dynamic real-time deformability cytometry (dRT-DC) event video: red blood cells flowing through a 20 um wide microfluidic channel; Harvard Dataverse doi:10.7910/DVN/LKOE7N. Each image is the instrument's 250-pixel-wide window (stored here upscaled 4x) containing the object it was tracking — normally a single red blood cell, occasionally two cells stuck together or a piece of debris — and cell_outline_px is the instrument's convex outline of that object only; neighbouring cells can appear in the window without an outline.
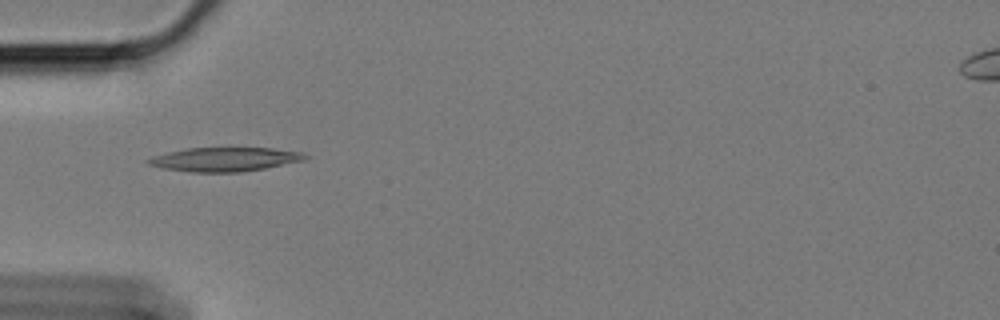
{"species": "Egyptian fruit bat (a non-hibernating species)", "species_latin": "Rousettus aegyptiacus", "temperature_condition": "cold", "stored_images_in_passage": 53, "camera_frame_rate_fps": 3000, "um_per_image_px": 0.085, "animal": {"sex": "female"}, "frame": {"image": 1, "passage_image": 13, "time_ms": 4.0, "image_size_px": [1000, 320], "cell_outline_px": [[308, 156], [304, 160], [264, 168], [240, 172], [188, 172], [164, 168], [148, 164], [144, 160], [152, 156], [168, 152], [188, 148], [272, 148], [304, 152]], "centroid_in_image_um": [19.08, 13.54], "position_along_channel_um": 65.9, "area_um2": 21.85}}
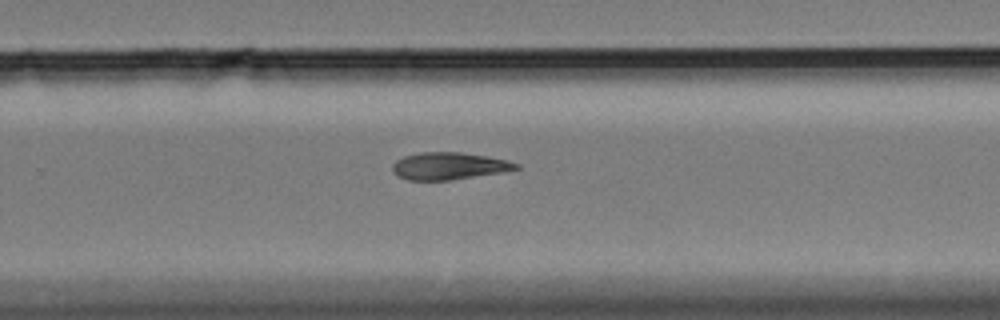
{"frame": {"image": 2, "passage_image": 33, "time_ms": 10.667, "image_size_px": [1000, 320], "cell_outline_px": [[520, 168], [500, 172], [452, 180], [408, 180], [396, 176], [392, 172], [392, 164], [396, 160], [404, 156], [420, 152], [460, 152], [488, 156], [508, 160], [520, 164]], "centroid_in_image_um": [38.13, 14.11], "position_along_channel_um": 291.7, "area_um2": 19.71}}
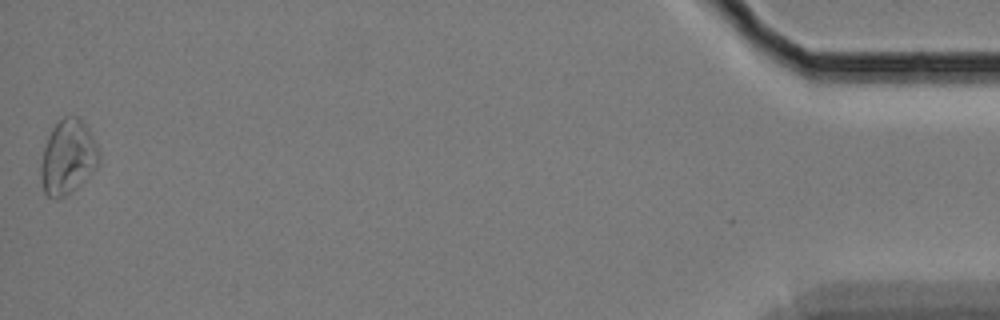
{"frame": {"image": 3, "passage_image": 53, "time_ms": 17.333, "image_size_px": [1000, 320], "cell_outline_px": [[100, 160], [96, 168], [68, 196], [56, 200], [52, 200], [44, 192], [40, 176], [40, 164], [44, 148], [48, 136], [56, 120], [64, 116], [80, 116], [92, 136], [100, 152]], "centroid_in_image_um": [5.75, 13.37], "position_along_channel_um": 429.4, "area_um2": 25.66}, "authors_computed_cell_mechanics": {"area_um2": 20.6346, "velocity_mm_per_s": 3.3993, "shape_relaxation_time_tau1_ms": 8.0178, "shape_relaxation_time_tau2_ms": null, "deformation_change_tau1": 0.1615, "deformation_change_tau2": null}}